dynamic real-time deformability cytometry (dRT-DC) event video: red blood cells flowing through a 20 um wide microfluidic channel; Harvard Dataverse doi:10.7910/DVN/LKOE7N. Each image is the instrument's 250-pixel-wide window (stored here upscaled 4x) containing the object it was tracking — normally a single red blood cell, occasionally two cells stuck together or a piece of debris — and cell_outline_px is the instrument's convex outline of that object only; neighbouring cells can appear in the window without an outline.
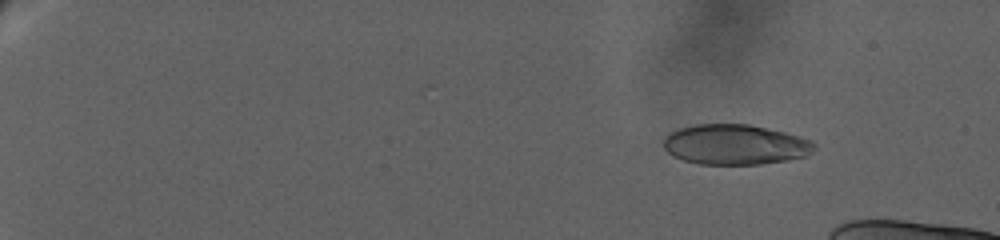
{"species": "human", "species_latin": "Homo sapiens", "temperature_condition": "warm", "stored_images_in_passage": 38, "camera_frame_rate_fps": 3000, "um_per_image_px": 0.085, "donor": {"sex": "female"}, "frame": {"image": 1, "passage_image": 5, "time_ms": 3.0, "image_size_px": [1000, 240], "cell_outline_px": [[816, 148], [812, 152], [804, 156], [784, 160], [760, 164], [696, 164], [672, 156], [664, 148], [664, 136], [668, 132], [680, 128], [696, 124], [748, 124], [784, 132], [812, 140], [816, 144]], "centroid_in_image_um": [62.45, 12.28], "position_along_channel_um": 22.5, "area_um2": 35.32}}
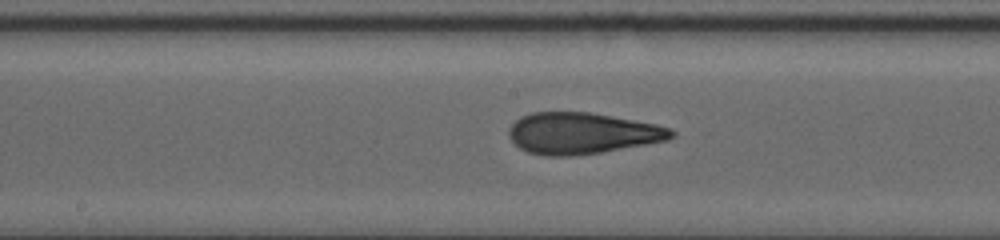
{"frame": {"image": 2, "passage_image": 22, "time_ms": 15.0, "image_size_px": [1000, 240], "cell_outline_px": [[676, 136], [668, 140], [600, 152], [572, 156], [548, 156], [528, 152], [520, 148], [512, 140], [508, 132], [508, 128], [520, 116], [532, 112], [588, 112], [612, 116], [656, 124], [672, 128], [676, 132]], "centroid_in_image_um": [49.49, 11.32], "position_along_channel_um": 198.7, "area_um2": 39.07}}
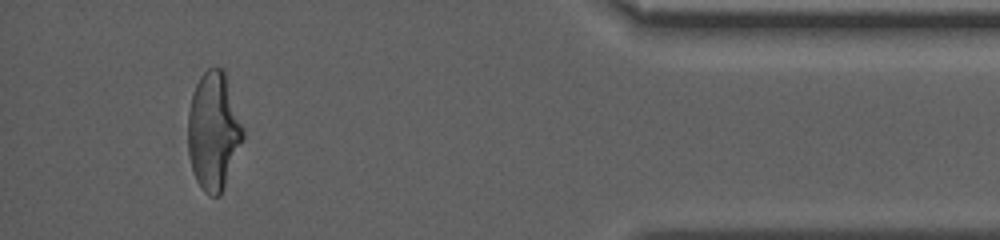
{"frame": {"image": 3, "passage_image": 36, "time_ms": 24.0, "image_size_px": [1000, 240], "cell_outline_px": [[244, 136], [224, 188], [220, 196], [208, 196], [204, 192], [196, 180], [192, 168], [188, 152], [188, 112], [192, 92], [200, 76], [208, 68], [224, 68], [244, 128]], "centroid_in_image_um": [18.15, 11.13], "position_along_channel_um": 417.1, "area_um2": 37.97}}